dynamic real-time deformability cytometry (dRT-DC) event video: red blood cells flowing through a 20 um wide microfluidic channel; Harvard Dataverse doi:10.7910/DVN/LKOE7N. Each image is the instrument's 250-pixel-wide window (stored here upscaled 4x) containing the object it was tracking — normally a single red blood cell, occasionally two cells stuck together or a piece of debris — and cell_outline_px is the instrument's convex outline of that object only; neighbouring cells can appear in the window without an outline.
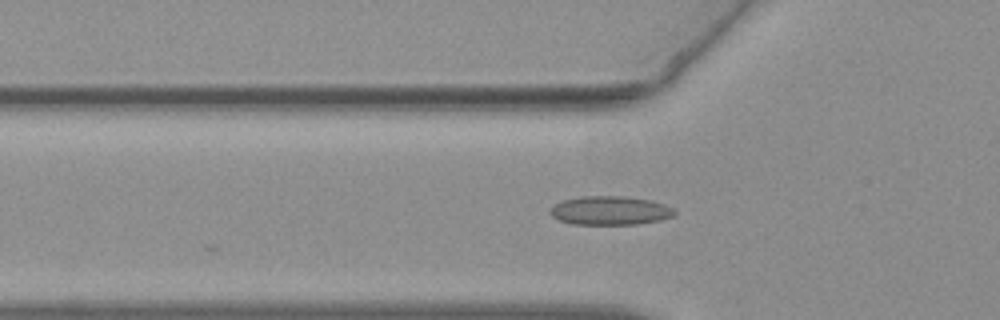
{"species": "common noctule bat (a hibernating species)", "species_latin": "Nyctalus noctula", "temperature_condition": "warm", "stored_images_in_passage": 40, "camera_frame_rate_fps": 3000, "um_per_image_px": 0.085, "animal": {"sex": "female", "body_mass_g": 19.3, "forearm_length_mm": 54.1}, "frame": {"image": 1, "passage_image": 4, "time_ms": 1.0, "image_size_px": [1000, 320], "cell_outline_px": [[676, 212], [672, 216], [660, 220], [640, 224], [572, 224], [560, 220], [552, 216], [548, 212], [556, 204], [564, 200], [580, 196], [620, 196], [648, 200], [664, 204], [672, 208]], "centroid_in_image_um": [51.85, 17.9], "position_along_channel_um": 74.0, "area_um2": 20.63}}
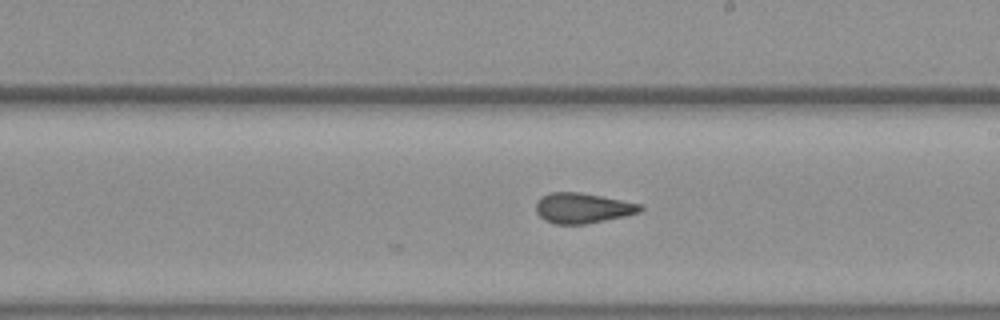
{"frame": {"image": 2, "passage_image": 17, "time_ms": 5.333, "image_size_px": [1000, 320], "cell_outline_px": [[644, 208], [640, 212], [624, 216], [584, 224], [556, 224], [544, 220], [536, 212], [536, 200], [540, 196], [552, 192], [580, 192], [644, 204]], "centroid_in_image_um": [49.52, 17.67], "position_along_channel_um": 239.5, "area_um2": 18.5}}
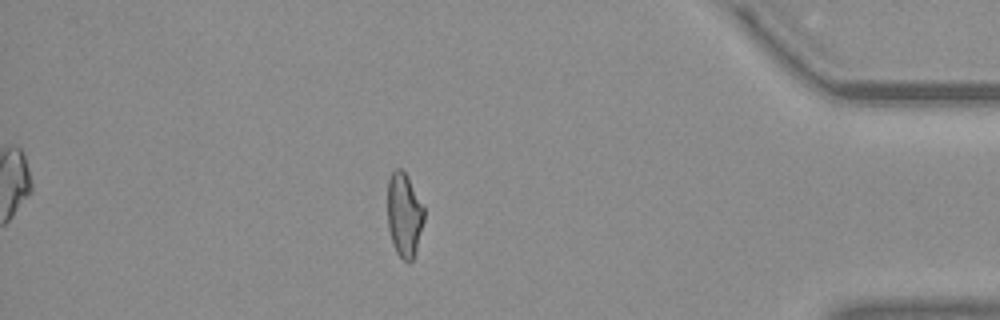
{"frame": {"image": 3, "passage_image": 33, "time_ms": 10.667, "image_size_px": [1000, 320], "cell_outline_px": [[424, 220], [416, 252], [412, 260], [404, 260], [396, 252], [392, 244], [388, 228], [388, 180], [392, 172], [396, 168], [400, 168], [408, 176], [424, 208]], "centroid_in_image_um": [34.36, 18.26], "position_along_channel_um": 400.8, "area_um2": 17.86}, "authors_computed_cell_mechanics": {"area_um2": 18.5538, "velocity_mm_per_s": 3.794, "shape_relaxation_time_tau1_ms": null, "shape_relaxation_time_tau2_ms": 1.4675, "deformation_change_tau1": null, "deformation_change_tau2": 0.0752}}